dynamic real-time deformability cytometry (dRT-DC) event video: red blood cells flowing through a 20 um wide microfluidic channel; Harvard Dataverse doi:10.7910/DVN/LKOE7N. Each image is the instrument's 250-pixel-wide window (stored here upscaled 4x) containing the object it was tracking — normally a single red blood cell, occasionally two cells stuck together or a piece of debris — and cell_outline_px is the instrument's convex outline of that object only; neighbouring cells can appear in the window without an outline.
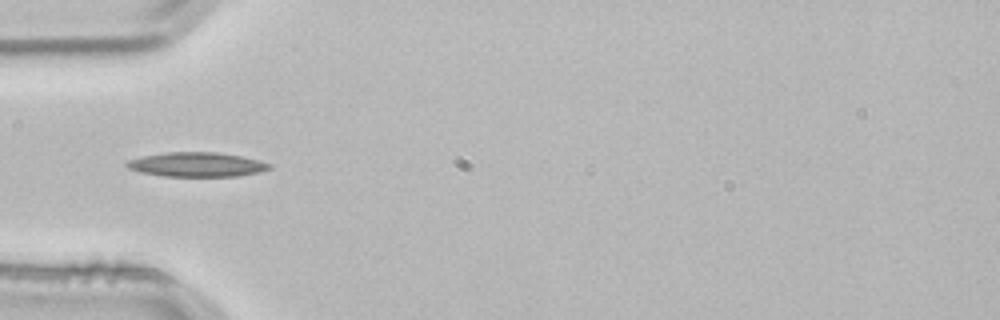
{"species": "common noctule bat (a hibernating species)", "species_latin": "Nyctalus noctula", "temperature_condition": "room temperature", "stored_images_in_passage": 4, "camera_frame_rate_fps": 3000, "um_per_image_px": 0.085, "animal": {"sex": "male", "body_mass_g": 21.5, "forearm_length_mm": 52.0}, "frame": {"image": 1, "passage_image": 4, "time_ms": 1.0, "image_size_px": [1000, 320], "cell_outline_px": [[272, 168], [260, 172], [236, 176], [164, 176], [140, 172], [128, 168], [124, 164], [128, 160], [144, 156], [168, 152], [216, 152], [240, 156], [260, 160], [272, 164]], "centroid_in_image_um": [16.75, 13.98], "position_along_channel_um": 68.3, "area_um2": 20.23}}